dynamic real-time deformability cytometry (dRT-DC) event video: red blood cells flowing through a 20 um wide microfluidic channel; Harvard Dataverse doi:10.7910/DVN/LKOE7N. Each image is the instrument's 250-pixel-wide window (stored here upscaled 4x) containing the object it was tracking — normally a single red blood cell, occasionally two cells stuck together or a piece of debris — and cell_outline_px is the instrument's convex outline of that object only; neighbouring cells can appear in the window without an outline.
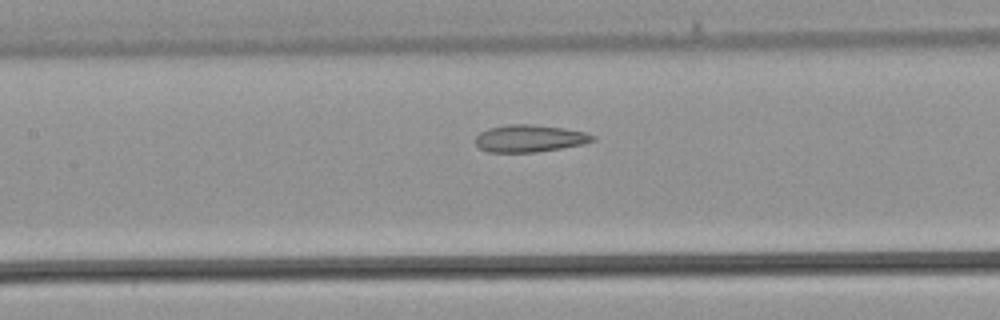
{"species": "common noctule bat (a hibernating species)", "species_latin": "Nyctalus noctula", "temperature_condition": "warm", "stored_images_in_passage": 14, "camera_frame_rate_fps": 3000, "um_per_image_px": 0.085, "animal": {"sex": "male", "body_mass_g": 21.5, "forearm_length_mm": 52.0}, "frame": {"image": 1, "passage_image": 12, "time_ms": 3.667, "image_size_px": [1000, 320], "cell_outline_px": [[596, 140], [584, 144], [536, 152], [488, 152], [480, 148], [476, 144], [476, 136], [480, 132], [488, 128], [508, 124], [532, 124], [564, 128], [584, 132], [596, 136]], "centroid_in_image_um": [45.02, 11.76], "position_along_channel_um": 162.4, "area_um2": 18.61}}